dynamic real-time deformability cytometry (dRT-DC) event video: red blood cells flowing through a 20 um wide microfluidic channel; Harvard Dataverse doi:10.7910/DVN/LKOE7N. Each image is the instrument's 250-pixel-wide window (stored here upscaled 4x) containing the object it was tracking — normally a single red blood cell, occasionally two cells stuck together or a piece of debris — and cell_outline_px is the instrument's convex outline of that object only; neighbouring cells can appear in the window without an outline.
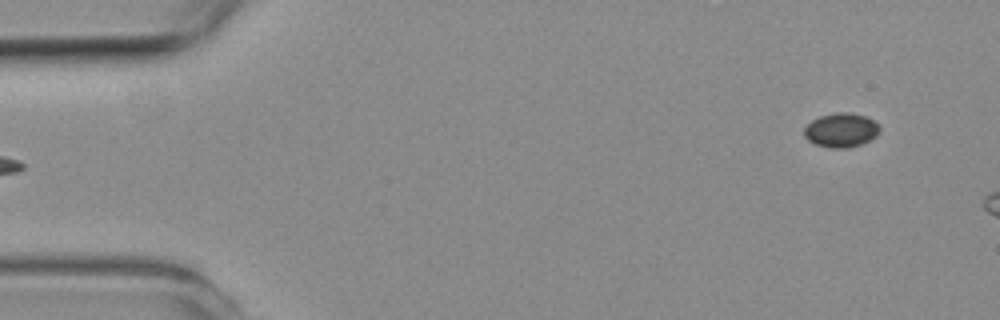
{"species": "common noctule bat (a hibernating species)", "species_latin": "Nyctalus noctula", "temperature_condition": "room temperature", "stored_images_in_passage": 6, "segment_of_instrument_passage": [2, 2], "camera_frame_rate_fps": 3000, "um_per_image_px": 0.085, "animal": {"sex": "female", "body_mass_g": 19.3, "forearm_length_mm": 54.1}, "frame": {"image": 1, "passage_image": 6, "time_ms": 5.667, "image_size_px": [1000, 320], "cell_outline_px": [[880, 132], [876, 136], [860, 144], [848, 148], [828, 148], [816, 144], [808, 140], [804, 136], [804, 128], [812, 120], [820, 116], [836, 112], [848, 112], [864, 116], [880, 124]], "centroid_in_image_um": [71.49, 11.06], "position_along_channel_um": 13.5, "area_um2": 15.03}}